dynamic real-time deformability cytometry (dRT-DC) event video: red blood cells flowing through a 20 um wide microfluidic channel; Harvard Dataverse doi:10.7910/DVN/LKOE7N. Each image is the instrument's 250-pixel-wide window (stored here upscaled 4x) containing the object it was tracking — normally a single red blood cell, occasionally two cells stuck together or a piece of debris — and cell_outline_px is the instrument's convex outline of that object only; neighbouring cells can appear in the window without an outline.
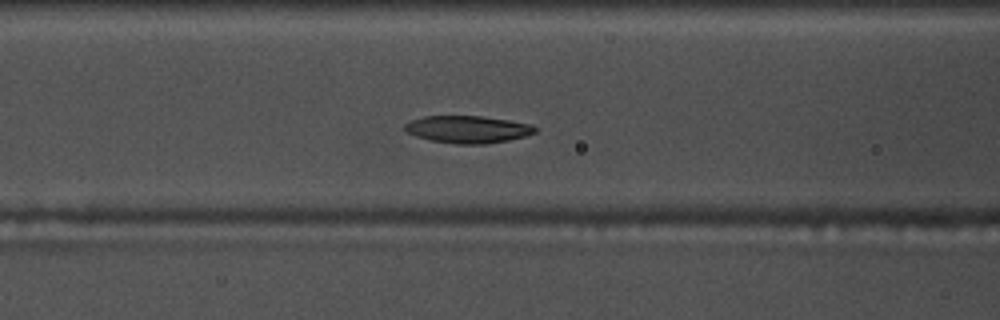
{"species": "common noctule bat (a hibernating species)", "species_latin": "Nyctalus noctula", "temperature_condition": "warm", "stored_images_in_passage": 57, "camera_frame_rate_fps": 3000, "um_per_image_px": 0.085, "animal": {"sex": "male", "body_mass_g": 17.5, "forearm_length_mm": 52.3}, "frame": {"image": 1, "passage_image": 24, "time_ms": 7.667, "image_size_px": [1000, 320], "cell_outline_px": [[536, 132], [524, 136], [508, 140], [484, 144], [456, 144], [432, 140], [416, 136], [408, 132], [404, 128], [404, 124], [412, 120], [424, 116], [484, 116], [508, 120], [528, 124], [536, 128]], "centroid_in_image_um": [39.74, 10.99], "position_along_channel_um": 126.9, "area_um2": 20.46}}
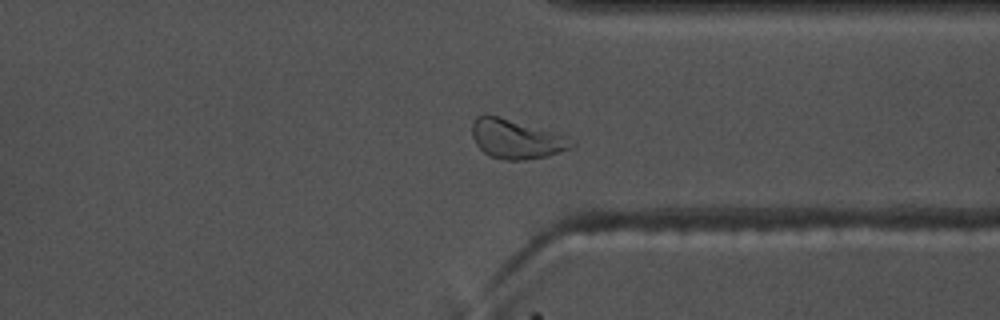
{"frame": {"image": 2, "passage_image": 44, "time_ms": 14.333, "image_size_px": [1000, 320], "cell_outline_px": [[576, 144], [572, 148], [548, 156], [524, 160], [504, 160], [488, 156], [476, 144], [472, 136], [472, 124], [476, 116], [484, 112], [552, 132], [564, 136]], "centroid_in_image_um": [43.82, 11.82], "position_along_channel_um": 367.6, "area_um2": 22.66}}
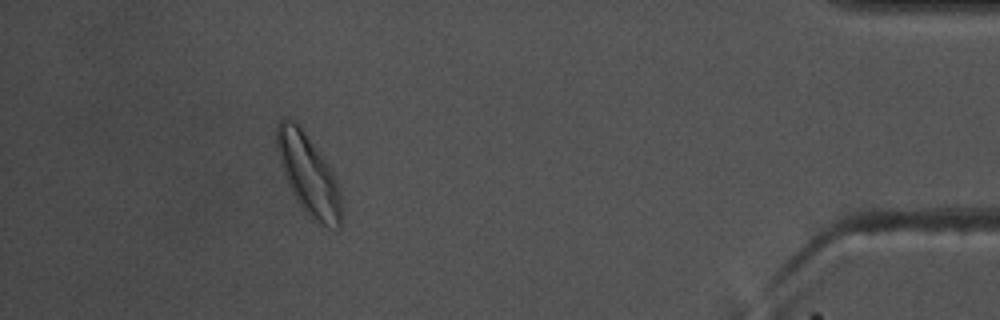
{"frame": {"image": 3, "passage_image": 52, "time_ms": 17.0, "image_size_px": [1000, 320], "cell_outline_px": [[340, 228], [328, 228], [320, 224], [300, 204], [292, 192], [288, 184], [276, 148], [276, 124], [280, 120], [288, 116], [304, 132], [328, 164], [336, 180], [340, 192]], "centroid_in_image_um": [26.2, 14.81], "position_along_channel_um": 409.0, "area_um2": 29.36}, "authors_computed_cell_mechanics": {"area_um2": 21.3282, "velocity_mm_per_s": 3.6243, "shape_relaxation_time_tau1_ms": 4.0478, "shape_relaxation_time_tau2_ms": 7.1518, "deformation_change_tau1": 0.1147, "deformation_change_tau2": 0.136}}